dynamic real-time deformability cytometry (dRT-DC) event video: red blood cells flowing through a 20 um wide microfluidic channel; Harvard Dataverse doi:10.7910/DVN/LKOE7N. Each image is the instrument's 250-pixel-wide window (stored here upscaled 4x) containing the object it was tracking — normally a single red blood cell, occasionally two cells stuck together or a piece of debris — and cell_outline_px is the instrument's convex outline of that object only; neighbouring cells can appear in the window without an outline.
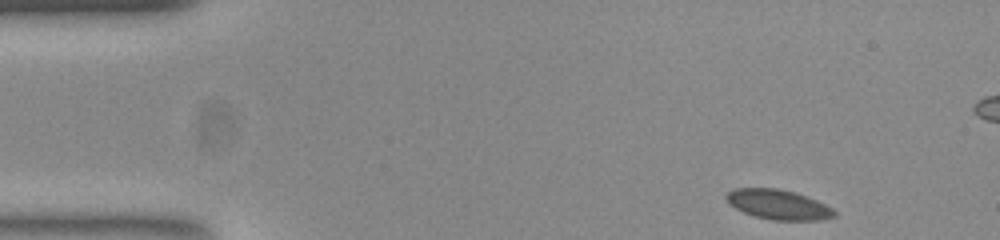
{"species": "common noctule bat (a hibernating species)", "species_latin": "Nyctalus noctula", "temperature_condition": "room temperature", "stored_images_in_passage": 9, "camera_frame_rate_fps": 3000, "um_per_image_px": 0.085, "animal": {"sex": "female", "body_mass_g": 23.0, "forearm_length_mm": 53.4}, "frame": {"image": 1, "passage_image": 1, "time_ms": 0.0, "image_size_px": [1000, 240], "cell_outline_px": [[836, 216], [816, 220], [776, 220], [756, 216], [744, 212], [736, 208], [724, 196], [728, 192], [736, 188], [776, 188], [796, 192], [816, 200], [832, 208], [836, 212]], "centroid_in_image_um": [66.17, 17.37], "position_along_channel_um": 18.8, "area_um2": 18.44}}